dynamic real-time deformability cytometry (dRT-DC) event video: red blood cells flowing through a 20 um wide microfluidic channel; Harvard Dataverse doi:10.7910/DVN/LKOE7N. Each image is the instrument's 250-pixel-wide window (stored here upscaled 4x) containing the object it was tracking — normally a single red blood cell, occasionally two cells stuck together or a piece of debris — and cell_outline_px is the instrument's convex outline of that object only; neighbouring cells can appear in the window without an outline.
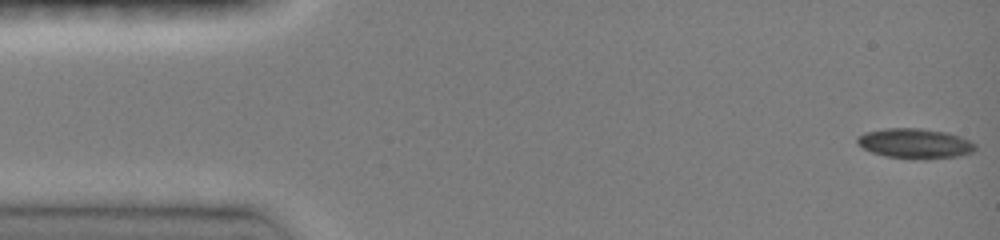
{"species": "common noctule bat (a hibernating species)", "species_latin": "Nyctalus noctula", "temperature_condition": "room temperature", "stored_images_in_passage": 19, "camera_frame_rate_fps": 3000, "um_per_image_px": 0.085, "animal": {"sex": "female", "body_mass_g": 19.0, "forearm_length_mm": 51.5}, "frame": {"image": 1, "passage_image": 1, "time_ms": 0.0, "image_size_px": [1000, 240], "cell_outline_px": [[976, 148], [972, 152], [956, 156], [924, 160], [920, 160], [884, 156], [872, 152], [864, 148], [856, 140], [856, 136], [864, 132], [884, 128], [920, 128], [948, 132], [960, 136], [976, 144]], "centroid_in_image_um": [77.76, 12.19], "position_along_channel_um": 7.2, "area_um2": 20.81}}
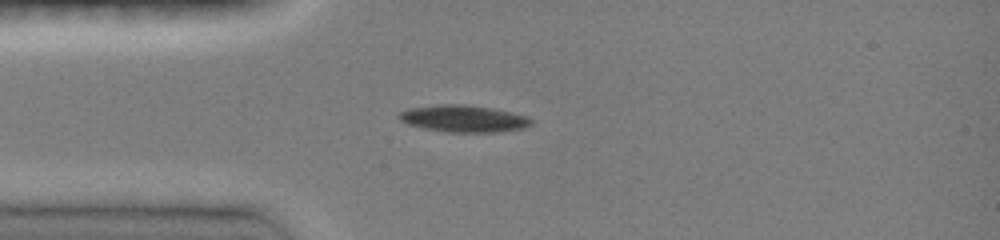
{"frame": {"image": 2, "passage_image": 16, "time_ms": 3.667, "image_size_px": [1000, 240], "cell_outline_px": [[532, 124], [524, 128], [496, 132], [448, 132], [424, 128], [408, 124], [400, 120], [400, 112], [408, 108], [444, 104], [464, 104], [492, 108], [528, 116], [532, 120]], "centroid_in_image_um": [39.43, 10.08], "position_along_channel_um": 45.6, "area_um2": 20.58}}